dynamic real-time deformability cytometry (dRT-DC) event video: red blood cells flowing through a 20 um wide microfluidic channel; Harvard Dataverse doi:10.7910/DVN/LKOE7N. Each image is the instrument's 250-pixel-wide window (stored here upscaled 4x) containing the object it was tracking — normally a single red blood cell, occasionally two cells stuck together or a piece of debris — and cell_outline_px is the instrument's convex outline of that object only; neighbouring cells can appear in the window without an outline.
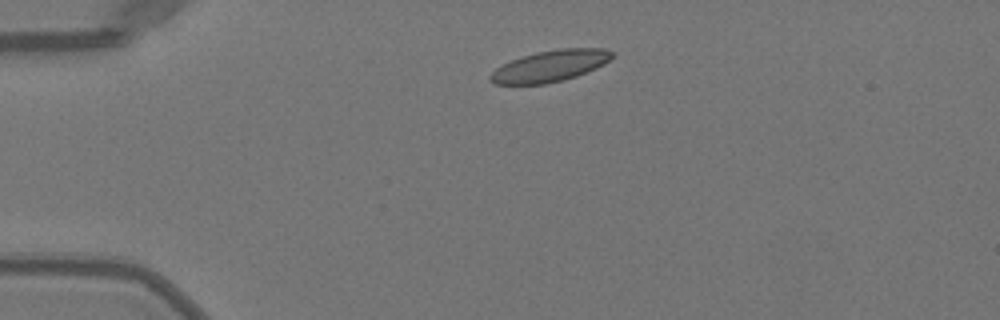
{"species": "Egyptian fruit bat (a non-hibernating species)", "species_latin": "Rousettus aegyptiacus", "temperature_condition": "warm", "stored_images_in_passage": 41, "camera_frame_rate_fps": 3000, "um_per_image_px": 0.085, "animal": {"sex": "female"}, "frame": {"image": 1, "passage_image": 1, "time_ms": 0.0, "image_size_px": [1000, 320], "cell_outline_px": [[612, 56], [604, 64], [596, 68], [576, 76], [564, 80], [544, 84], [496, 84], [488, 80], [488, 76], [496, 68], [512, 60], [536, 52], [560, 48], [604, 48], [612, 52]], "centroid_in_image_um": [46.74, 5.61], "position_along_channel_um": 38.3, "area_um2": 22.08}}
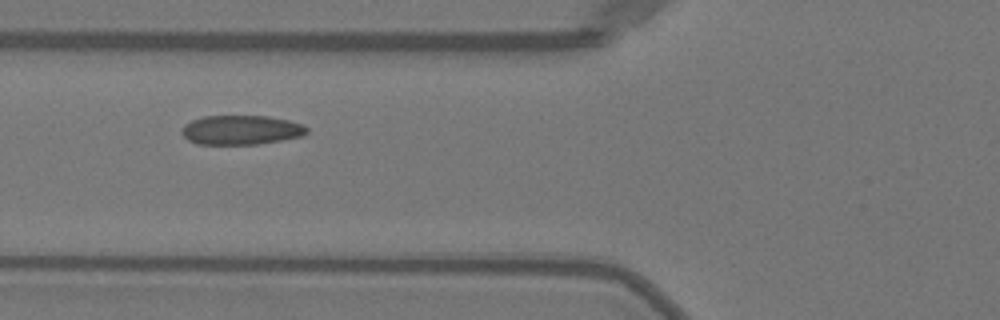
{"frame": {"image": 2, "passage_image": 9, "time_ms": 2.667, "image_size_px": [1000, 320], "cell_outline_px": [[308, 132], [300, 136], [260, 144], [196, 144], [188, 140], [180, 132], [180, 128], [184, 124], [192, 120], [204, 116], [268, 116], [288, 120], [300, 124], [308, 128]], "centroid_in_image_um": [20.44, 11.05], "position_along_channel_um": 105.4, "area_um2": 21.39}}
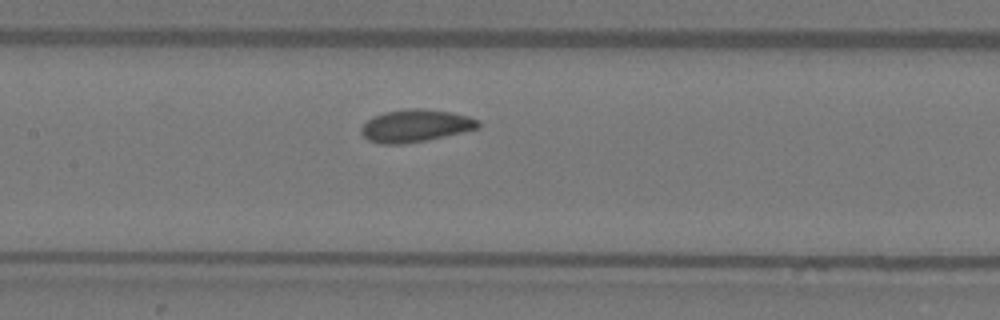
{"frame": {"image": 3, "passage_image": 14, "time_ms": 4.333, "image_size_px": [1000, 320], "cell_outline_px": [[480, 128], [424, 140], [400, 144], [380, 144], [368, 140], [360, 132], [360, 128], [372, 116], [384, 112], [408, 108], [420, 108], [452, 112], [468, 116], [480, 120]], "centroid_in_image_um": [35.3, 10.67], "position_along_channel_um": 172.1, "area_um2": 22.08}, "authors_computed_cell_mechanics": {"area_um2": 21.675, "velocity_mm_per_s": 3.986, "shape_relaxation_time_tau1_ms": 1.7405, "shape_relaxation_time_tau2_ms": 1.2664, "deformation_change_tau1": 0.0676, "deformation_change_tau2": 0.0638}}